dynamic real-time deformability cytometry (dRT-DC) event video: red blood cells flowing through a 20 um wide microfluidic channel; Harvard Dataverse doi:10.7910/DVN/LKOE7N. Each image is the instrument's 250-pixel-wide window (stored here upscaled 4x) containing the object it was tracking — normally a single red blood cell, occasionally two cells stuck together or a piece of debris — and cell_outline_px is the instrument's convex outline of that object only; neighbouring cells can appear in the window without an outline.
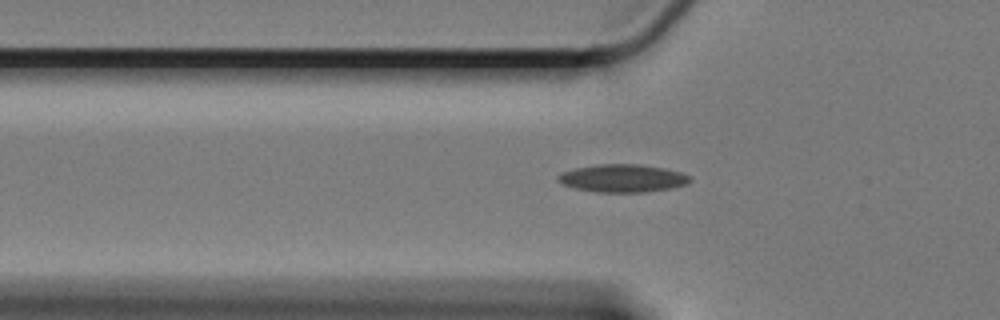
{"species": "Egyptian fruit bat (a non-hibernating species)", "species_latin": "Rousettus aegyptiacus", "temperature_condition": "cold", "stored_images_in_passage": 41, "camera_frame_rate_fps": 3000, "um_per_image_px": 0.085, "animal": {"sex": "female"}, "frame": {"image": 1, "passage_image": 3, "time_ms": 0.667, "image_size_px": [1000, 320], "cell_outline_px": [[692, 180], [688, 184], [672, 188], [644, 192], [596, 192], [576, 188], [564, 184], [556, 180], [556, 176], [560, 172], [576, 168], [600, 164], [640, 164], [664, 168], [680, 172], [692, 176]], "centroid_in_image_um": [52.95, 15.15], "position_along_channel_um": 72.9, "area_um2": 21.5}}
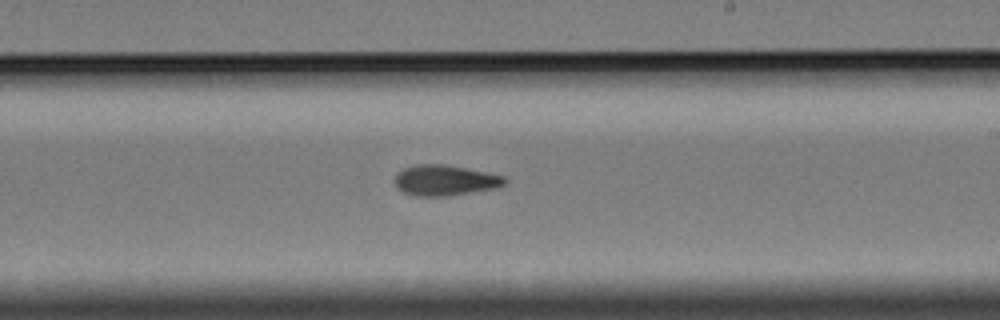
{"frame": {"image": 2, "passage_image": 19, "time_ms": 6.0, "image_size_px": [1000, 320], "cell_outline_px": [[508, 180], [504, 184], [496, 188], [444, 196], [416, 196], [404, 192], [396, 188], [396, 172], [404, 168], [416, 164], [444, 164], [504, 176]], "centroid_in_image_um": [37.79, 15.32], "position_along_channel_um": 251.2, "area_um2": 19.36}}
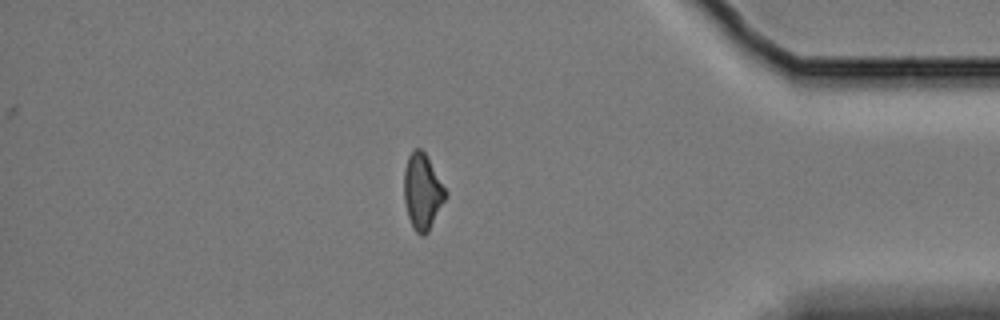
{"frame": {"image": 3, "passage_image": 35, "time_ms": 11.333, "image_size_px": [1000, 320], "cell_outline_px": [[448, 192], [428, 232], [424, 236], [420, 236], [412, 228], [408, 216], [404, 200], [404, 168], [408, 156], [416, 148], [420, 148], [424, 152]], "centroid_in_image_um": [35.89, 16.3], "position_along_channel_um": 399.3, "area_um2": 18.15}}